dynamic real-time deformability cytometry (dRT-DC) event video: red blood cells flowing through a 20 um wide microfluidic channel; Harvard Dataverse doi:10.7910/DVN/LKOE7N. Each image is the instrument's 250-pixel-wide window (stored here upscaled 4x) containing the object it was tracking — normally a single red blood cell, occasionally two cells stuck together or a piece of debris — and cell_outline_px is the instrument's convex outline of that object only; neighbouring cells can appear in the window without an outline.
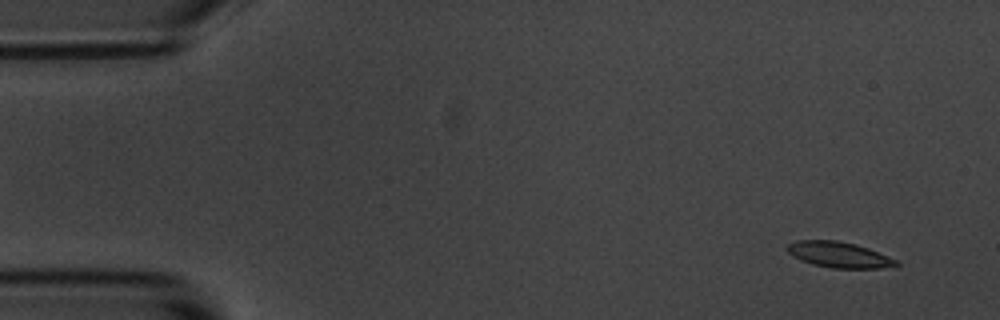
{"species": "common noctule bat (a hibernating species)", "species_latin": "Nyctalus noctula", "temperature_condition": "room temperature", "stored_images_in_passage": 6, "camera_frame_rate_fps": 3000, "um_per_image_px": 0.085, "animal": {"sex": "male", "body_mass_g": 20.1, "forearm_length_mm": 53.5}, "frame": {"image": 1, "passage_image": 1, "time_ms": 0.0, "image_size_px": [1000, 320], "cell_outline_px": [[900, 264], [880, 268], [832, 268], [812, 264], [800, 260], [792, 256], [788, 252], [788, 244], [796, 240], [836, 240], [856, 244], [868, 248], [900, 260]], "centroid_in_image_um": [71.33, 21.65], "position_along_channel_um": 13.7, "area_um2": 16.42}}